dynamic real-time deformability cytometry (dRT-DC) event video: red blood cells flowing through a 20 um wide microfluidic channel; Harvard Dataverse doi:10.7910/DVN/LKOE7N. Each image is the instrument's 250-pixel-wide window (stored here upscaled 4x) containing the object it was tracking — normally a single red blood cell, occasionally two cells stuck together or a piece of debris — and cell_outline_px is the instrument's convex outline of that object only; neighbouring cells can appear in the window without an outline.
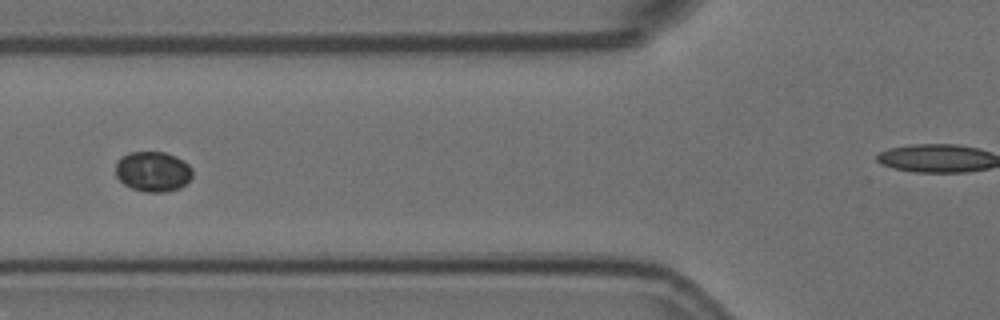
{"species": "Egyptian fruit bat (a non-hibernating species)", "species_latin": "Rousettus aegyptiacus", "temperature_condition": "room temperature", "stored_images_in_passage": 9, "segment_of_instrument_passage": [1, 2], "camera_frame_rate_fps": 3000, "um_per_image_px": 0.085, "animal": {"sex": "female"}, "frame": {"image": 1, "passage_image": 7, "time_ms": 2.0, "image_size_px": [1000, 320], "cell_outline_px": [[192, 176], [180, 188], [164, 192], [144, 192], [132, 188], [124, 184], [116, 176], [116, 160], [120, 156], [132, 152], [164, 152], [176, 156], [188, 164], [192, 168]], "centroid_in_image_um": [12.98, 14.57], "position_along_channel_um": 112.8, "area_um2": 18.03}}
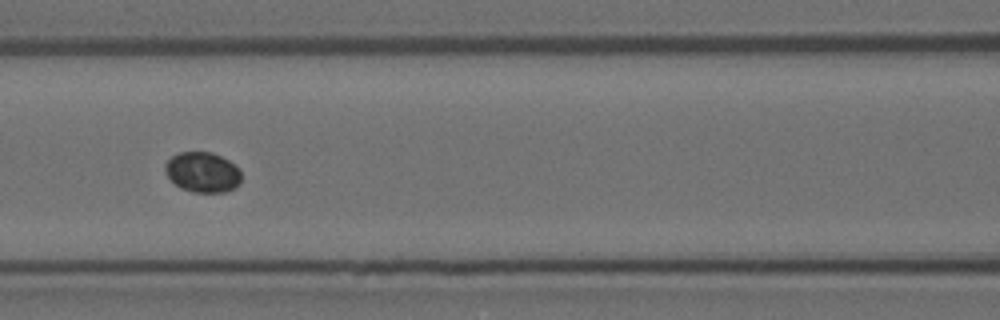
{"frame": {"image": 2, "passage_image": 8, "time_ms": 2.333, "image_size_px": [1000, 320], "cell_outline_px": [[240, 184], [236, 188], [224, 192], [192, 192], [180, 188], [168, 176], [164, 168], [164, 164], [172, 156], [180, 152], [212, 152], [228, 160], [240, 172]], "centroid_in_image_um": [17.21, 14.64], "position_along_channel_um": 149.4, "area_um2": 17.74}}